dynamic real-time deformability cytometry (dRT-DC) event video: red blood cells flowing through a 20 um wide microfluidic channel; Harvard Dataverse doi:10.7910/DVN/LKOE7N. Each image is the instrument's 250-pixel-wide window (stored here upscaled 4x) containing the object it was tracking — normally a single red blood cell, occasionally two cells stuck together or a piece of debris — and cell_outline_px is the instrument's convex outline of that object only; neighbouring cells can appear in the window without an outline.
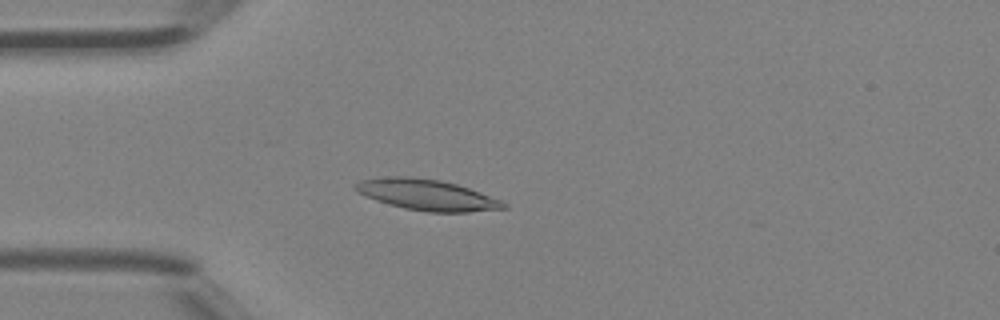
{"species": "Egyptian fruit bat (a non-hibernating species)", "species_latin": "Rousettus aegyptiacus", "temperature_condition": "room temperature", "stored_images_in_passage": 42, "camera_frame_rate_fps": 3000, "um_per_image_px": 0.085, "animal": {"sex": "female"}, "frame": {"image": 1, "passage_image": 12, "time_ms": 3.667, "image_size_px": [1000, 320], "cell_outline_px": [[508, 208], [468, 212], [428, 212], [404, 208], [388, 204], [376, 200], [356, 192], [352, 188], [360, 180], [392, 176], [408, 176], [440, 180], [456, 184], [480, 192], [500, 200], [508, 204]], "centroid_in_image_um": [36.27, 16.56], "position_along_channel_um": 48.7, "area_um2": 26.59}}
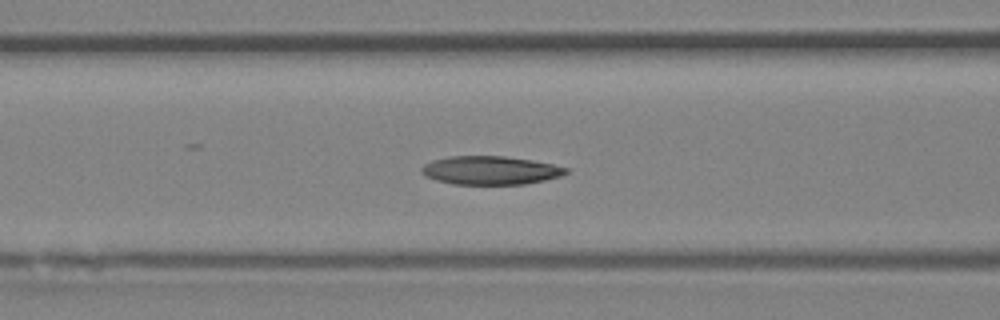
{"frame": {"image": 2, "passage_image": 18, "time_ms": 5.667, "image_size_px": [1000, 320], "cell_outline_px": [[568, 172], [560, 176], [544, 180], [524, 184], [452, 184], [436, 180], [424, 176], [420, 172], [420, 168], [424, 164], [432, 160], [448, 156], [504, 156], [532, 160], [552, 164], [568, 168]], "centroid_in_image_um": [41.63, 14.47], "position_along_channel_um": 125.0, "area_um2": 24.04}}
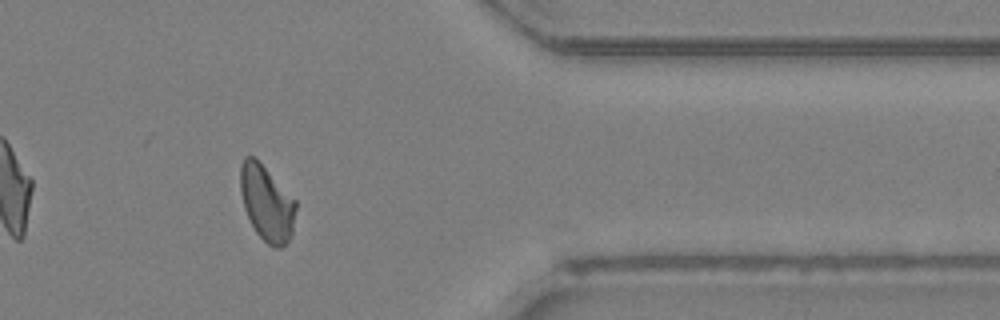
{"frame": {"image": 3, "passage_image": 37, "time_ms": 12.0, "image_size_px": [1000, 320], "cell_outline_px": [[296, 208], [292, 232], [288, 240], [280, 248], [272, 248], [256, 232], [244, 208], [240, 192], [240, 164], [244, 156], [256, 156], [296, 200]], "centroid_in_image_um": [22.66, 17.21], "position_along_channel_um": 388.7, "area_um2": 24.62}, "authors_computed_cell_mechanics": {"area_um2": 24.565, "velocity_mm_per_s": 4.4703, "shape_relaxation_time_tau1_ms": 5.9645, "shape_relaxation_time_tau2_ms": 2.8557, "deformation_change_tau1": 0.1636, "deformation_change_tau2": 0.092}}